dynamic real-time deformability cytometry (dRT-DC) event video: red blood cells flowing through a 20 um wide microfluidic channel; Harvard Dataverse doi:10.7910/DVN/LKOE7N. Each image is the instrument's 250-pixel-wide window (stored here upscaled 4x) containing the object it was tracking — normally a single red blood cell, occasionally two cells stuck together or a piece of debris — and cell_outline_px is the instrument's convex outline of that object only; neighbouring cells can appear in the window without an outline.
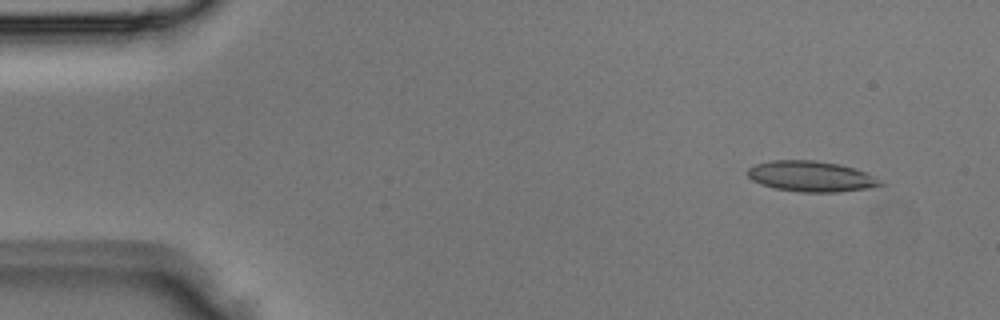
{"species": "Egyptian fruit bat (a non-hibernating species)", "species_latin": "Rousettus aegyptiacus", "temperature_condition": "room temperature", "stored_images_in_passage": 3, "camera_frame_rate_fps": 3000, "um_per_image_px": 0.085, "animal": {"sex": "male"}, "frame": {"image": 1, "passage_image": 1, "time_ms": 0.0, "image_size_px": [1000, 320], "cell_outline_px": [[888, 184], [872, 188], [840, 192], [800, 192], [776, 188], [760, 184], [752, 180], [748, 176], [748, 168], [756, 164], [772, 160], [816, 160], [840, 164], [856, 168]], "centroid_in_image_um": [68.99, 14.99], "position_along_channel_um": 16.0, "area_um2": 23.87}}